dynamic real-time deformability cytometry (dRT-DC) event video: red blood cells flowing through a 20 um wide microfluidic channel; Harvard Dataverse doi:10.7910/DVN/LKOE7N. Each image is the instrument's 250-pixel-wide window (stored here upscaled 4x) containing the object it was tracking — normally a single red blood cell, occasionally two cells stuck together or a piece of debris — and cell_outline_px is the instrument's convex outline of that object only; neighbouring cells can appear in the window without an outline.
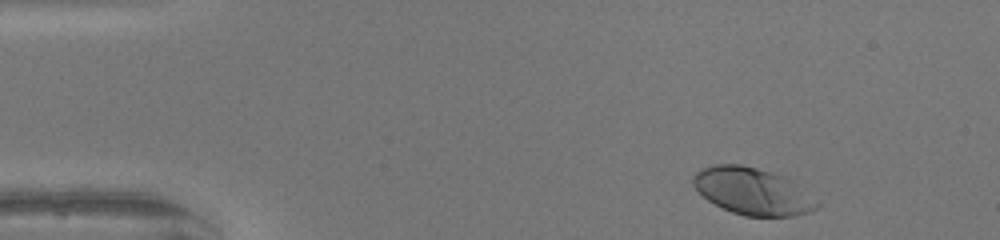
{"species": "human", "species_latin": "Homo sapiens", "temperature_condition": "warm", "stored_images_in_passage": 45, "camera_frame_rate_fps": 3000, "um_per_image_px": 0.085, "donor": {"sex": "female"}, "frame": {"image": 1, "passage_image": 2, "time_ms": 0.333, "image_size_px": [1000, 240], "cell_outline_px": [[820, 204], [812, 212], [792, 216], [744, 216], [732, 212], [708, 200], [692, 184], [692, 176], [700, 168], [712, 164], [740, 164], [756, 168], [780, 176], [788, 180]], "centroid_in_image_um": [63.89, 16.26], "position_along_channel_um": 21.1, "area_um2": 33.12}}
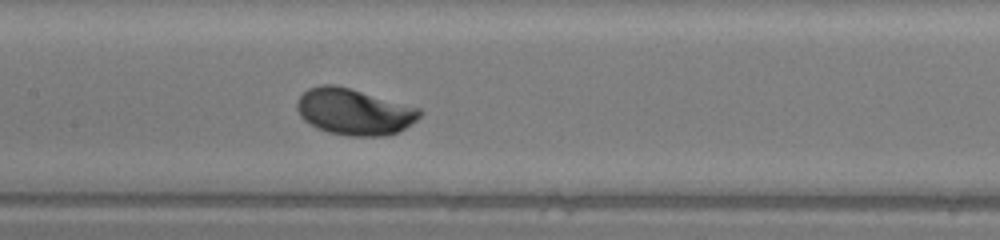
{"frame": {"image": 2, "passage_image": 20, "time_ms": 6.333, "image_size_px": [1000, 240], "cell_outline_px": [[424, 112], [416, 120], [404, 128], [396, 132], [384, 136], [348, 136], [328, 132], [316, 128], [304, 120], [300, 116], [296, 108], [296, 100], [308, 88], [320, 84], [332, 84], [348, 88], [420, 108]], "centroid_in_image_um": [30.06, 9.5], "position_along_channel_um": 177.3, "area_um2": 33.0}}
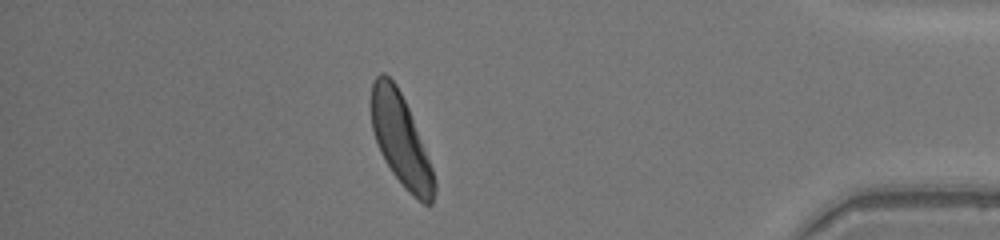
{"frame": {"image": 3, "passage_image": 39, "time_ms": 12.667, "image_size_px": [1000, 240], "cell_outline_px": [[436, 188], [432, 204], [424, 204], [392, 172], [384, 160], [380, 152], [372, 128], [368, 104], [372, 80], [380, 72], [384, 72], [396, 84], [408, 108], [432, 168], [436, 184]], "centroid_in_image_um": [34.0, 11.79], "position_along_channel_um": 401.2, "area_um2": 33.23}, "authors_computed_cell_mechanics": {"area_um2": 32.657, "velocity_mm_per_s": 4.209, "shape_relaxation_time_tau1_ms": 1.8357, "shape_relaxation_time_tau2_ms": null, "deformation_change_tau1": 0.1308, "deformation_change_tau2": null}}